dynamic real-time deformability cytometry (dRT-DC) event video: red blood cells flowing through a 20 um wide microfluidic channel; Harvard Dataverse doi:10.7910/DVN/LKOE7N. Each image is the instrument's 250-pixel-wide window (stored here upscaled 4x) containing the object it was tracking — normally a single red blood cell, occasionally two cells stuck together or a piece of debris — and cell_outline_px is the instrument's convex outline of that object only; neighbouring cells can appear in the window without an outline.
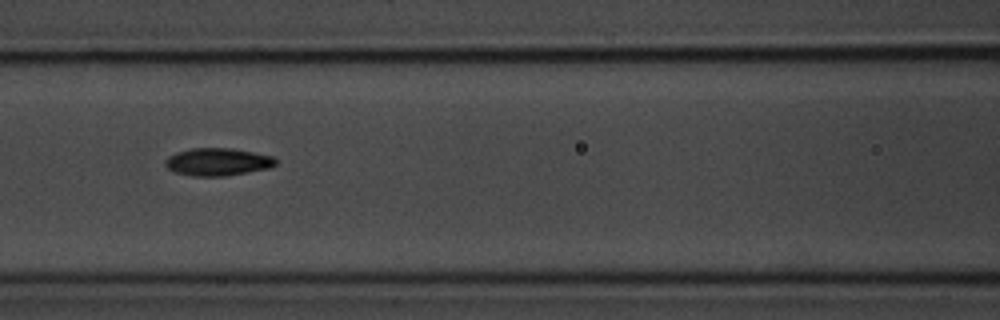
{"species": "common noctule bat (a hibernating species)", "species_latin": "Nyctalus noctula", "temperature_condition": "room temperature", "stored_images_in_passage": 9, "camera_frame_rate_fps": 3000, "um_per_image_px": 0.085, "animal": {"sex": "male", "body_mass_g": 20.1, "forearm_length_mm": 53.5}, "frame": {"image": 1, "passage_image": 6, "time_ms": 5.667, "image_size_px": [1000, 320], "cell_outline_px": [[276, 164], [272, 168], [224, 176], [192, 176], [176, 172], [168, 168], [164, 164], [164, 160], [168, 156], [176, 152], [192, 148], [228, 148], [252, 152], [272, 156], [276, 160]], "centroid_in_image_um": [18.49, 13.76], "position_along_channel_um": 148.1, "area_um2": 17.74}}
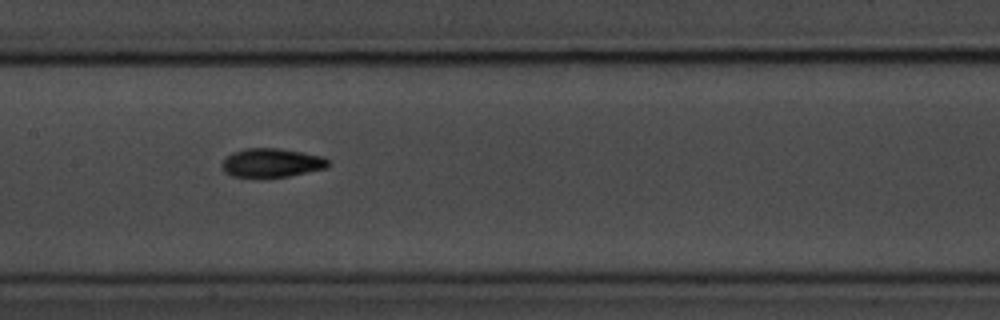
{"frame": {"image": 2, "passage_image": 7, "time_ms": 6.667, "image_size_px": [1000, 320], "cell_outline_px": [[328, 168], [288, 176], [232, 176], [224, 172], [220, 168], [220, 164], [232, 152], [244, 148], [280, 148], [324, 156], [328, 160]], "centroid_in_image_um": [23.08, 13.82], "position_along_channel_um": 184.3, "area_um2": 17.8}}
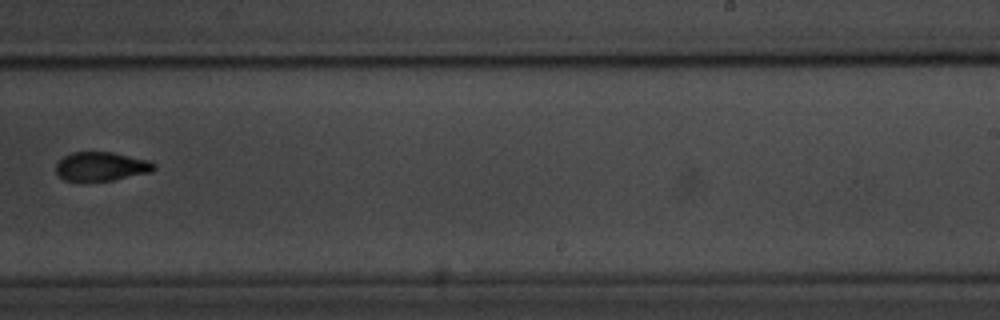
{"frame": {"image": 3, "passage_image": 9, "time_ms": 9.333, "image_size_px": [1000, 320], "cell_outline_px": [[156, 168], [152, 172], [112, 180], [64, 180], [56, 172], [56, 164], [64, 156], [72, 152], [112, 152], [148, 160], [156, 164]], "centroid_in_image_um": [8.63, 14.13], "position_along_channel_um": 280.4, "area_um2": 16.36}}